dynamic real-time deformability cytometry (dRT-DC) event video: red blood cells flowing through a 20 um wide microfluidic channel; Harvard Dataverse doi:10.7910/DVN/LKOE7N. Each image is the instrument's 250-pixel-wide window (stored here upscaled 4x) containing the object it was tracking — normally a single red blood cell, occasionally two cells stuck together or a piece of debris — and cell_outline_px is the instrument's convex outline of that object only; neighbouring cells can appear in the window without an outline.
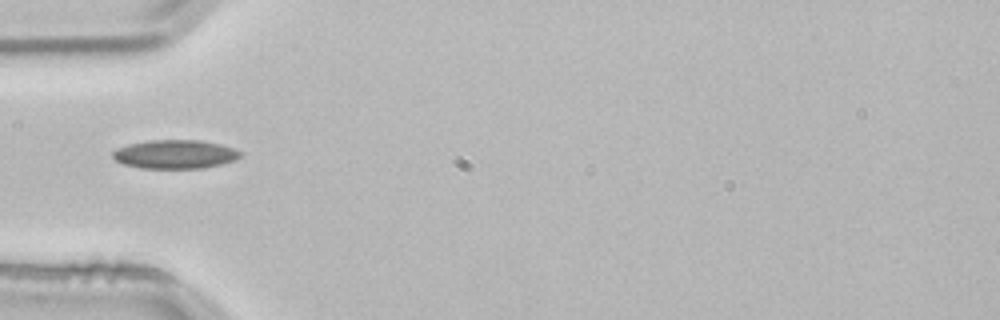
{"species": "common noctule bat (a hibernating species)", "species_latin": "Nyctalus noctula", "temperature_condition": "room temperature", "stored_images_in_passage": 4, "camera_frame_rate_fps": 3000, "um_per_image_px": 0.085, "animal": {"sex": "male", "body_mass_g": 21.5, "forearm_length_mm": 52.0}, "frame": {"image": 1, "passage_image": 4, "time_ms": 1.0, "image_size_px": [1000, 320], "cell_outline_px": [[244, 156], [236, 160], [204, 168], [140, 168], [124, 164], [116, 160], [112, 156], [112, 152], [116, 148], [128, 144], [148, 140], [200, 140], [220, 144], [244, 152]], "centroid_in_image_um": [14.91, 13.11], "position_along_channel_um": 70.1, "area_um2": 21.56}}